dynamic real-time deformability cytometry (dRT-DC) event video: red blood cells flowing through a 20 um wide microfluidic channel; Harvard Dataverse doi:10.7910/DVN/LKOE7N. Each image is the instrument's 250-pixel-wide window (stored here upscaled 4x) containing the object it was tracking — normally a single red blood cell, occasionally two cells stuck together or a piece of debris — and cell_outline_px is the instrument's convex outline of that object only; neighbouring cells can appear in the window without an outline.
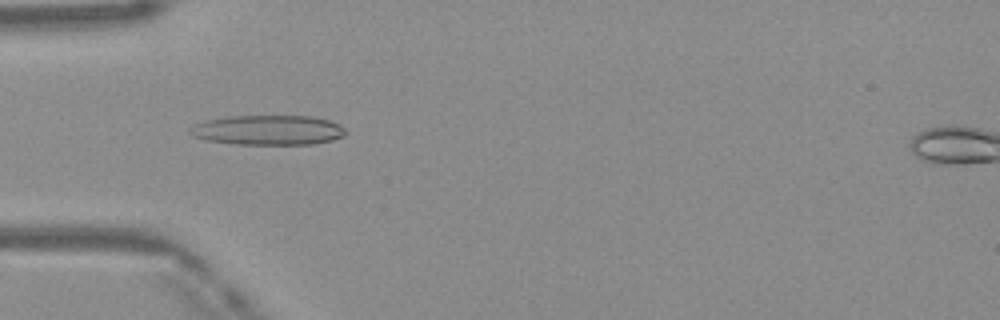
{"species": "Egyptian fruit bat (a non-hibernating species)", "species_latin": "Rousettus aegyptiacus", "temperature_condition": "warm", "stored_images_in_passage": 47, "camera_frame_rate_fps": 3000, "um_per_image_px": 0.085, "frame": {"image": 1, "passage_image": 14, "time_ms": 4.333, "image_size_px": [1000, 320], "cell_outline_px": [[344, 136], [332, 140], [312, 144], [236, 144], [208, 140], [192, 136], [188, 132], [188, 128], [192, 124], [204, 120], [228, 116], [312, 116], [328, 120], [340, 124], [344, 128]], "centroid_in_image_um": [22.73, 11.05], "position_along_channel_um": 62.3, "area_um2": 27.17}}
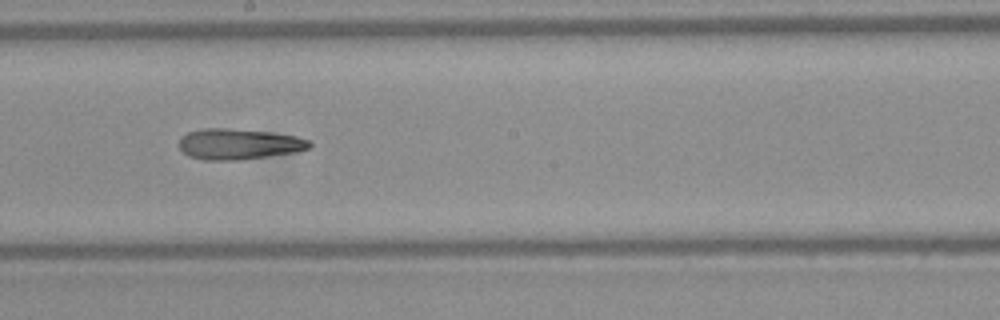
{"frame": {"image": 2, "passage_image": 26, "time_ms": 8.333, "image_size_px": [1000, 320], "cell_outline_px": [[312, 144], [308, 148], [296, 152], [240, 160], [204, 160], [188, 156], [180, 148], [180, 136], [188, 132], [204, 128], [228, 128], [268, 132], [296, 136], [308, 140]], "centroid_in_image_um": [20.27, 12.25], "position_along_channel_um": 227.9, "area_um2": 23.29}}
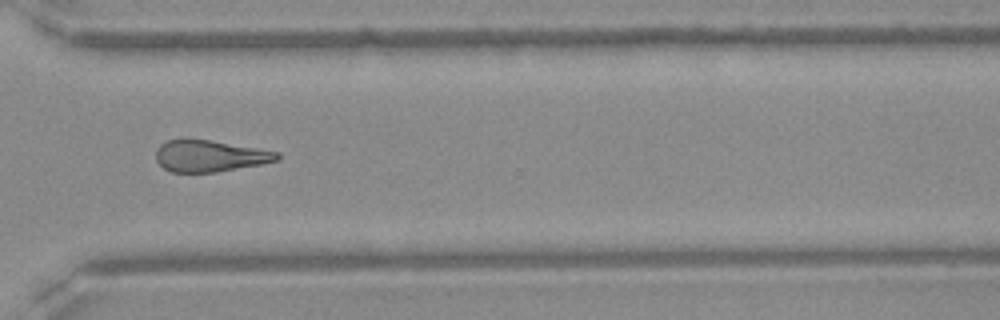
{"frame": {"image": 3, "passage_image": 35, "time_ms": 11.333, "image_size_px": [1000, 320], "cell_outline_px": [[280, 160], [264, 164], [216, 172], [172, 172], [164, 168], [156, 160], [156, 148], [160, 144], [168, 140], [184, 136], [280, 152]], "centroid_in_image_um": [17.81, 13.23], "position_along_channel_um": 352.8, "area_um2": 22.72}}